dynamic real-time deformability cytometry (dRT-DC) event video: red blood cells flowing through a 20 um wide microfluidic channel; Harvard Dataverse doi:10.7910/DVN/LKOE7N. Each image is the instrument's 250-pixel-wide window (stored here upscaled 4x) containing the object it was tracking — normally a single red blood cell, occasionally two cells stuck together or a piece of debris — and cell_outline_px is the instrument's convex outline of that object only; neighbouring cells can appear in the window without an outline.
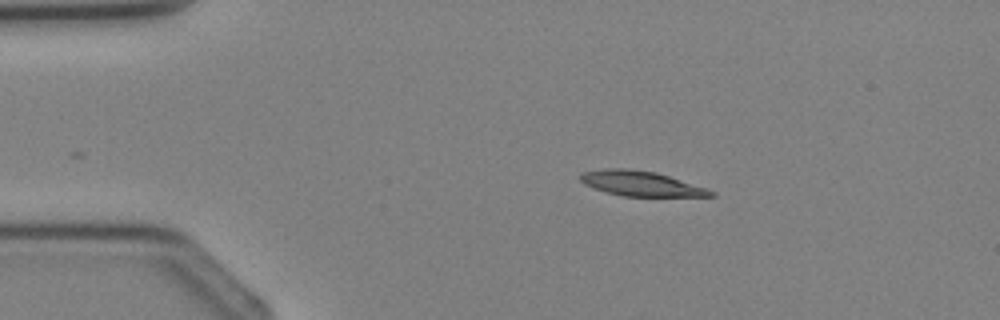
{"species": "Egyptian fruit bat (a non-hibernating species)", "species_latin": "Rousettus aegyptiacus", "temperature_condition": "cold", "stored_images_in_passage": 2, "camera_frame_rate_fps": 3000, "um_per_image_px": 0.085, "animal": {"sex": "female"}, "frame": {"image": 1, "passage_image": 1, "time_ms": 0.0, "image_size_px": [1000, 320], "cell_outline_px": [[716, 196], [624, 196], [608, 192], [584, 184], [580, 180], [580, 172], [604, 168], [624, 168], [656, 172], [708, 188], [716, 192]], "centroid_in_image_um": [54.5, 15.59], "position_along_channel_um": 30.5, "area_um2": 18.9}}